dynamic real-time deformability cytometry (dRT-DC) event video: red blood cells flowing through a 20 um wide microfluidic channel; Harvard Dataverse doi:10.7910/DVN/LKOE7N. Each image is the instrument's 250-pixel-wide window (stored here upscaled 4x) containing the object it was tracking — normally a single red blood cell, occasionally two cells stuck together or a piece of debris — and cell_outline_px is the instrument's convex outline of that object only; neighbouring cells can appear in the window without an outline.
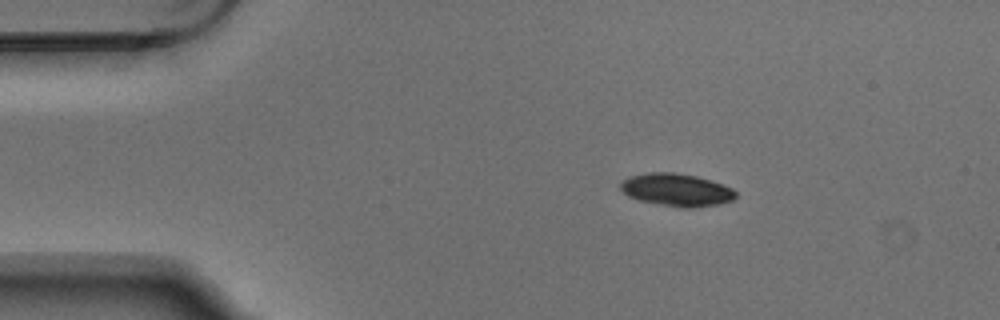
{"species": "Egyptian fruit bat (a non-hibernating species)", "species_latin": "Rousettus aegyptiacus", "temperature_condition": "warm", "stored_images_in_passage": 4, "camera_frame_rate_fps": 3000, "um_per_image_px": 0.085, "animal": {"sex": "male"}, "frame": {"image": 1, "passage_image": 2, "time_ms": 0.333, "image_size_px": [1000, 320], "cell_outline_px": [[736, 196], [732, 200], [720, 204], [692, 208], [680, 208], [640, 200], [628, 196], [620, 188], [620, 180], [628, 176], [648, 172], [672, 172], [696, 176], [712, 180], [724, 184], [732, 188], [736, 192]], "centroid_in_image_um": [57.5, 16.13], "position_along_channel_um": 27.5, "area_um2": 22.14}}
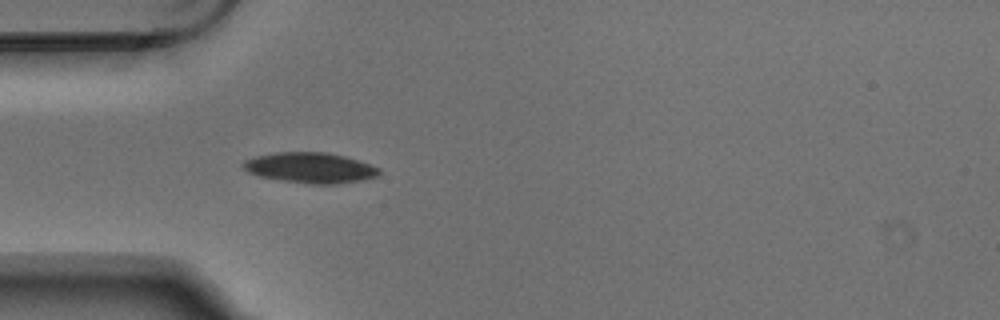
{"frame": {"image": 2, "passage_image": 4, "time_ms": 1.0, "image_size_px": [1000, 320], "cell_outline_px": [[380, 172], [376, 176], [360, 180], [336, 184], [312, 184], [284, 180], [260, 176], [248, 172], [244, 168], [244, 160], [256, 156], [276, 152], [328, 152], [344, 156], [380, 168]], "centroid_in_image_um": [26.37, 14.25], "position_along_channel_um": 58.6, "area_um2": 23.76}}